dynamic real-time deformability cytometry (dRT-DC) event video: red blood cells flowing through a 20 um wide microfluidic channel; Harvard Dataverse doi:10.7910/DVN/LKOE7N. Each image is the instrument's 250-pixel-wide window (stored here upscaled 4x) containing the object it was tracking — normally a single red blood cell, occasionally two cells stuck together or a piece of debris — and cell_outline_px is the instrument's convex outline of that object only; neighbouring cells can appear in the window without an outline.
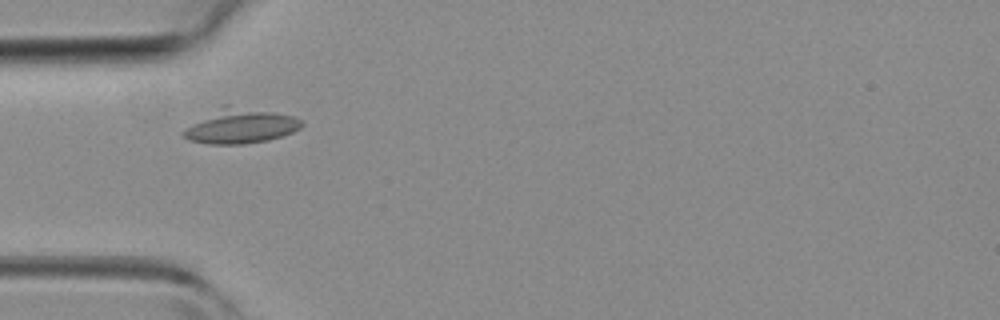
{"species": "common noctule bat (a hibernating species)", "species_latin": "Nyctalus noctula", "temperature_condition": "room temperature", "stored_images_in_passage": 32, "camera_frame_rate_fps": 3000, "um_per_image_px": 0.085, "animal": {"sex": "female", "body_mass_g": 19.3, "forearm_length_mm": 54.1}, "frame": {"image": 1, "passage_image": 11, "time_ms": 3.333, "image_size_px": [1000, 320], "cell_outline_px": [[304, 124], [300, 128], [292, 132], [268, 140], [240, 144], [208, 144], [188, 140], [180, 132], [184, 128], [224, 104], [228, 104], [292, 116], [304, 120]], "centroid_in_image_um": [20.41, 10.71], "position_along_channel_um": 64.6, "area_um2": 23.76}}
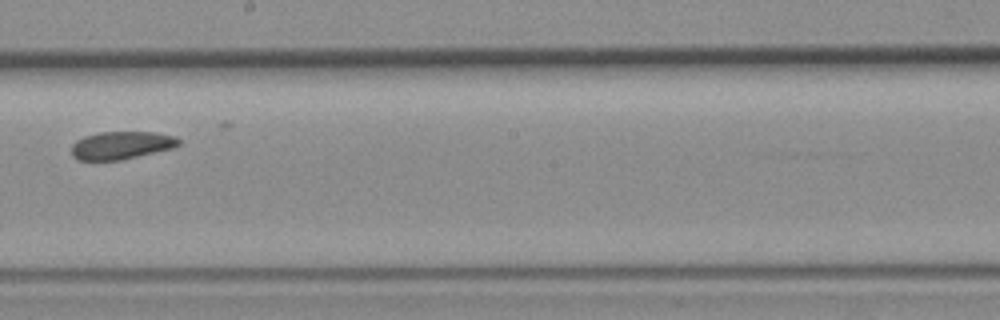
{"frame": {"image": 2, "passage_image": 22, "time_ms": 7.0, "image_size_px": [1000, 320], "cell_outline_px": [[180, 144], [172, 148], [120, 160], [76, 160], [72, 156], [72, 144], [76, 140], [84, 136], [100, 132], [152, 132], [176, 136], [180, 140]], "centroid_in_image_um": [10.29, 12.34], "position_along_channel_um": 237.9, "area_um2": 17.34}}
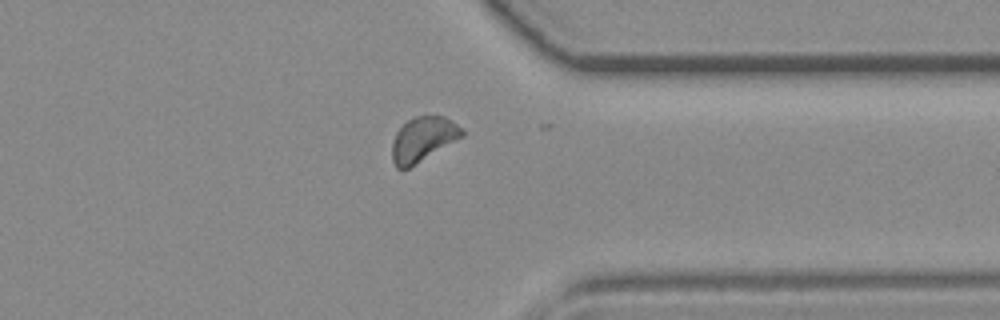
{"frame": {"image": 3, "passage_image": 31, "time_ms": 10.0, "image_size_px": [1000, 320], "cell_outline_px": [[464, 136], [408, 168], [396, 168], [392, 160], [392, 144], [396, 132], [412, 116], [424, 112], [444, 116], [464, 128]], "centroid_in_image_um": [35.98, 11.76], "position_along_channel_um": 375.4, "area_um2": 18.5}}